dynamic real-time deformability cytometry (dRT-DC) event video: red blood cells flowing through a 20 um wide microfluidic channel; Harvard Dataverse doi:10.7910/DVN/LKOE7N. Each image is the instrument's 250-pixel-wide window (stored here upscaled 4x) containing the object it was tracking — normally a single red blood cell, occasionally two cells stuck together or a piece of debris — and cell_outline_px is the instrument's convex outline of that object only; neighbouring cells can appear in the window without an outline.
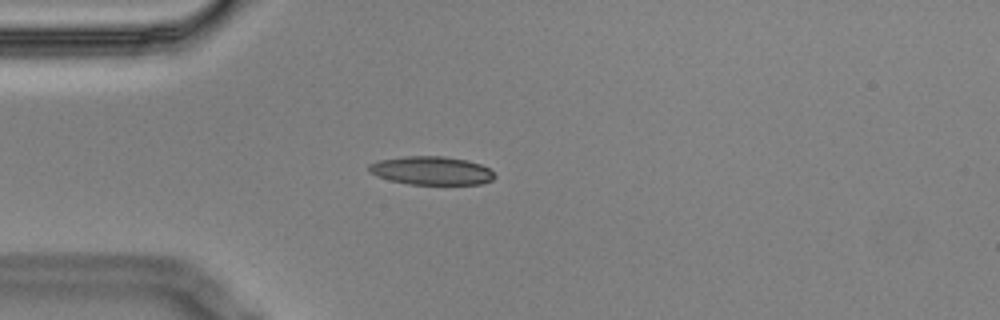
{"species": "Egyptian fruit bat (a non-hibernating species)", "species_latin": "Rousettus aegyptiacus", "temperature_condition": "cold", "stored_images_in_passage": 8, "camera_frame_rate_fps": 3000, "um_per_image_px": 0.085, "animal": {"sex": "male"}, "frame": {"image": 1, "passage_image": 3, "time_ms": 0.667, "image_size_px": [1000, 320], "cell_outline_px": [[496, 176], [492, 180], [480, 184], [408, 184], [376, 176], [368, 172], [368, 164], [380, 160], [404, 156], [444, 156], [468, 160], [480, 164], [488, 168]], "centroid_in_image_um": [36.66, 14.49], "position_along_channel_um": 48.3, "area_um2": 20.81}}
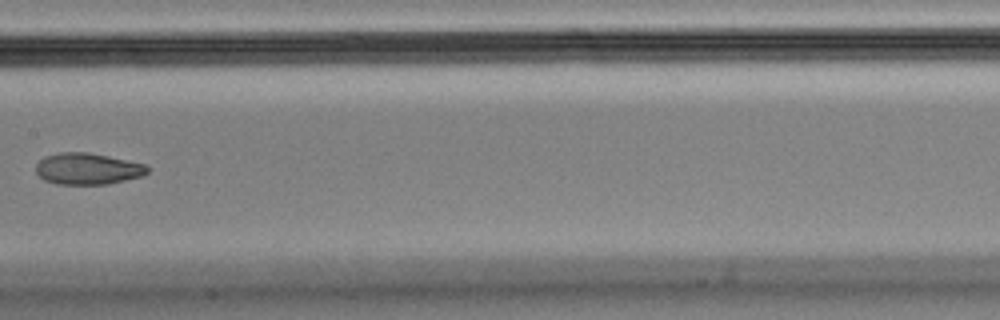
{"frame": {"image": 2, "passage_image": 7, "time_ms": 2.0, "image_size_px": [1000, 320], "cell_outline_px": [[148, 172], [140, 176], [108, 184], [56, 184], [44, 180], [36, 172], [36, 164], [44, 156], [60, 152], [88, 152], [108, 156], [144, 164], [148, 168]], "centroid_in_image_um": [7.4, 14.34], "position_along_channel_um": 200.0, "area_um2": 20.29}}
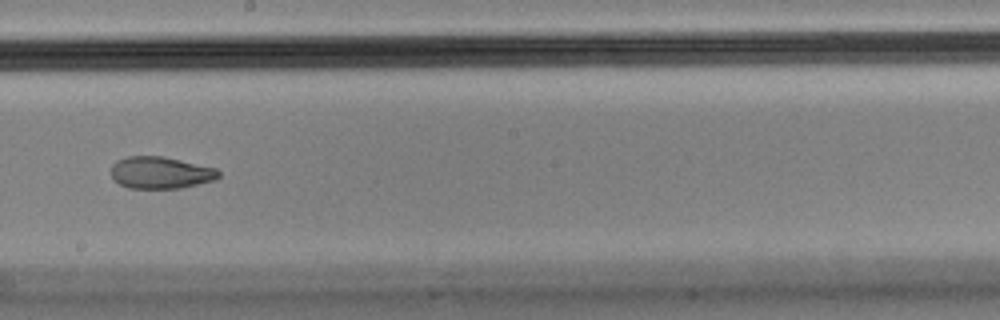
{"frame": {"image": 3, "passage_image": 8, "time_ms": 2.333, "image_size_px": [1000, 320], "cell_outline_px": [[220, 176], [216, 180], [180, 188], [128, 188], [112, 180], [112, 164], [116, 160], [128, 156], [164, 156], [216, 168], [220, 172]], "centroid_in_image_um": [13.65, 14.67], "position_along_channel_um": 234.6, "area_um2": 20.17}}